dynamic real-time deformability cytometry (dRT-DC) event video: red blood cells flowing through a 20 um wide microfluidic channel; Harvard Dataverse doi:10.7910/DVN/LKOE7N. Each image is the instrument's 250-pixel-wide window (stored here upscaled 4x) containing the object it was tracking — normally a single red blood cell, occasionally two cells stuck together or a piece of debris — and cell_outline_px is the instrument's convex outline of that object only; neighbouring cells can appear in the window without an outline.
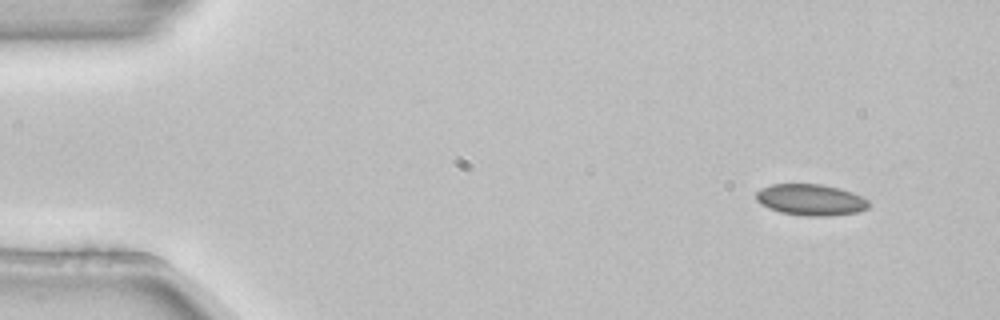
{"species": "common noctule bat (a hibernating species)", "species_latin": "Nyctalus noctula", "temperature_condition": "room temperature", "stored_images_in_passage": 3, "camera_frame_rate_fps": 3000, "um_per_image_px": 0.085, "animal": {"sex": "female", "body_mass_g": 22.7, "forearm_length_mm": 54.2}, "frame": {"image": 1, "passage_image": 1, "time_ms": 0.0, "image_size_px": [1000, 320], "cell_outline_px": [[868, 208], [856, 212], [828, 216], [804, 216], [780, 212], [760, 204], [756, 200], [756, 192], [760, 188], [772, 184], [820, 184], [840, 188], [852, 192], [868, 200]], "centroid_in_image_um": [68.88, 16.98], "position_along_channel_um": 16.1, "area_um2": 20.52}}